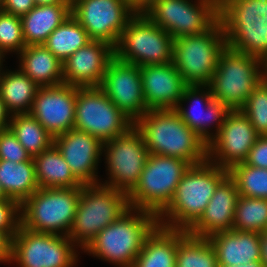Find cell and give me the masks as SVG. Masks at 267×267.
Masks as SVG:
<instances>
[{"label": "cell", "mask_w": 267, "mask_h": 267, "mask_svg": "<svg viewBox=\"0 0 267 267\" xmlns=\"http://www.w3.org/2000/svg\"><path fill=\"white\" fill-rule=\"evenodd\" d=\"M226 46L218 19L207 31L174 39L172 63L187 85H209Z\"/></svg>", "instance_id": "obj_7"}, {"label": "cell", "mask_w": 267, "mask_h": 267, "mask_svg": "<svg viewBox=\"0 0 267 267\" xmlns=\"http://www.w3.org/2000/svg\"><path fill=\"white\" fill-rule=\"evenodd\" d=\"M33 160L39 188H81L83 186L54 144L33 157Z\"/></svg>", "instance_id": "obj_28"}, {"label": "cell", "mask_w": 267, "mask_h": 267, "mask_svg": "<svg viewBox=\"0 0 267 267\" xmlns=\"http://www.w3.org/2000/svg\"><path fill=\"white\" fill-rule=\"evenodd\" d=\"M215 248L208 238L178 230L176 267H217Z\"/></svg>", "instance_id": "obj_32"}, {"label": "cell", "mask_w": 267, "mask_h": 267, "mask_svg": "<svg viewBox=\"0 0 267 267\" xmlns=\"http://www.w3.org/2000/svg\"><path fill=\"white\" fill-rule=\"evenodd\" d=\"M267 227V199L239 196L232 229L263 233Z\"/></svg>", "instance_id": "obj_34"}, {"label": "cell", "mask_w": 267, "mask_h": 267, "mask_svg": "<svg viewBox=\"0 0 267 267\" xmlns=\"http://www.w3.org/2000/svg\"><path fill=\"white\" fill-rule=\"evenodd\" d=\"M188 101L192 104L189 106L193 108H191V110L182 107V103ZM201 106L205 108L202 110L197 109L201 108ZM175 110L183 122H185L207 145L217 136L226 116L231 111L222 102L213 98L209 85H187ZM214 123L216 126L215 134L209 132L210 127Z\"/></svg>", "instance_id": "obj_18"}, {"label": "cell", "mask_w": 267, "mask_h": 267, "mask_svg": "<svg viewBox=\"0 0 267 267\" xmlns=\"http://www.w3.org/2000/svg\"><path fill=\"white\" fill-rule=\"evenodd\" d=\"M218 19L227 47L267 59V0H220Z\"/></svg>", "instance_id": "obj_4"}, {"label": "cell", "mask_w": 267, "mask_h": 267, "mask_svg": "<svg viewBox=\"0 0 267 267\" xmlns=\"http://www.w3.org/2000/svg\"><path fill=\"white\" fill-rule=\"evenodd\" d=\"M1 6H2V0H0V11H1Z\"/></svg>", "instance_id": "obj_52"}, {"label": "cell", "mask_w": 267, "mask_h": 267, "mask_svg": "<svg viewBox=\"0 0 267 267\" xmlns=\"http://www.w3.org/2000/svg\"><path fill=\"white\" fill-rule=\"evenodd\" d=\"M190 166L178 157L149 154L138 183L127 195L129 207L159 216L171 203Z\"/></svg>", "instance_id": "obj_6"}, {"label": "cell", "mask_w": 267, "mask_h": 267, "mask_svg": "<svg viewBox=\"0 0 267 267\" xmlns=\"http://www.w3.org/2000/svg\"><path fill=\"white\" fill-rule=\"evenodd\" d=\"M11 114L7 111L4 101L0 96V131L6 130L10 126Z\"/></svg>", "instance_id": "obj_43"}, {"label": "cell", "mask_w": 267, "mask_h": 267, "mask_svg": "<svg viewBox=\"0 0 267 267\" xmlns=\"http://www.w3.org/2000/svg\"><path fill=\"white\" fill-rule=\"evenodd\" d=\"M39 86L20 69L4 71L0 78V96L11 114L30 113Z\"/></svg>", "instance_id": "obj_29"}, {"label": "cell", "mask_w": 267, "mask_h": 267, "mask_svg": "<svg viewBox=\"0 0 267 267\" xmlns=\"http://www.w3.org/2000/svg\"><path fill=\"white\" fill-rule=\"evenodd\" d=\"M100 88L134 123L147 112L140 66L114 56L109 61Z\"/></svg>", "instance_id": "obj_17"}, {"label": "cell", "mask_w": 267, "mask_h": 267, "mask_svg": "<svg viewBox=\"0 0 267 267\" xmlns=\"http://www.w3.org/2000/svg\"><path fill=\"white\" fill-rule=\"evenodd\" d=\"M174 38L144 12H137L122 31L114 56L137 66L173 62Z\"/></svg>", "instance_id": "obj_10"}, {"label": "cell", "mask_w": 267, "mask_h": 267, "mask_svg": "<svg viewBox=\"0 0 267 267\" xmlns=\"http://www.w3.org/2000/svg\"><path fill=\"white\" fill-rule=\"evenodd\" d=\"M158 225L156 214L129 208L100 231L83 250L117 267H132L146 238Z\"/></svg>", "instance_id": "obj_3"}, {"label": "cell", "mask_w": 267, "mask_h": 267, "mask_svg": "<svg viewBox=\"0 0 267 267\" xmlns=\"http://www.w3.org/2000/svg\"><path fill=\"white\" fill-rule=\"evenodd\" d=\"M114 47L91 40L68 57L63 64V84L76 87H100Z\"/></svg>", "instance_id": "obj_21"}, {"label": "cell", "mask_w": 267, "mask_h": 267, "mask_svg": "<svg viewBox=\"0 0 267 267\" xmlns=\"http://www.w3.org/2000/svg\"><path fill=\"white\" fill-rule=\"evenodd\" d=\"M155 0H127L136 12H144Z\"/></svg>", "instance_id": "obj_44"}, {"label": "cell", "mask_w": 267, "mask_h": 267, "mask_svg": "<svg viewBox=\"0 0 267 267\" xmlns=\"http://www.w3.org/2000/svg\"><path fill=\"white\" fill-rule=\"evenodd\" d=\"M259 136L242 111L231 110L217 136L207 145V159L229 170L245 161Z\"/></svg>", "instance_id": "obj_16"}, {"label": "cell", "mask_w": 267, "mask_h": 267, "mask_svg": "<svg viewBox=\"0 0 267 267\" xmlns=\"http://www.w3.org/2000/svg\"><path fill=\"white\" fill-rule=\"evenodd\" d=\"M0 199H8V197L5 195L4 190L2 189L1 184H0Z\"/></svg>", "instance_id": "obj_49"}, {"label": "cell", "mask_w": 267, "mask_h": 267, "mask_svg": "<svg viewBox=\"0 0 267 267\" xmlns=\"http://www.w3.org/2000/svg\"><path fill=\"white\" fill-rule=\"evenodd\" d=\"M217 267H266V265L260 261H252L247 264H241L238 266L217 265Z\"/></svg>", "instance_id": "obj_46"}, {"label": "cell", "mask_w": 267, "mask_h": 267, "mask_svg": "<svg viewBox=\"0 0 267 267\" xmlns=\"http://www.w3.org/2000/svg\"><path fill=\"white\" fill-rule=\"evenodd\" d=\"M191 2L155 0L144 13L174 39L207 31L218 20V1Z\"/></svg>", "instance_id": "obj_13"}, {"label": "cell", "mask_w": 267, "mask_h": 267, "mask_svg": "<svg viewBox=\"0 0 267 267\" xmlns=\"http://www.w3.org/2000/svg\"><path fill=\"white\" fill-rule=\"evenodd\" d=\"M35 6L34 0H2L1 10L5 13L21 17Z\"/></svg>", "instance_id": "obj_41"}, {"label": "cell", "mask_w": 267, "mask_h": 267, "mask_svg": "<svg viewBox=\"0 0 267 267\" xmlns=\"http://www.w3.org/2000/svg\"><path fill=\"white\" fill-rule=\"evenodd\" d=\"M129 208L126 193L101 182L83 185L68 237L84 249L100 231Z\"/></svg>", "instance_id": "obj_5"}, {"label": "cell", "mask_w": 267, "mask_h": 267, "mask_svg": "<svg viewBox=\"0 0 267 267\" xmlns=\"http://www.w3.org/2000/svg\"><path fill=\"white\" fill-rule=\"evenodd\" d=\"M229 176L235 181L239 196L267 199V169L244 162L232 166Z\"/></svg>", "instance_id": "obj_35"}, {"label": "cell", "mask_w": 267, "mask_h": 267, "mask_svg": "<svg viewBox=\"0 0 267 267\" xmlns=\"http://www.w3.org/2000/svg\"><path fill=\"white\" fill-rule=\"evenodd\" d=\"M103 152L109 172V180L103 184L128 195L138 183L150 154L142 134L133 126L124 135L103 143Z\"/></svg>", "instance_id": "obj_14"}, {"label": "cell", "mask_w": 267, "mask_h": 267, "mask_svg": "<svg viewBox=\"0 0 267 267\" xmlns=\"http://www.w3.org/2000/svg\"><path fill=\"white\" fill-rule=\"evenodd\" d=\"M264 75L267 76V59L264 61Z\"/></svg>", "instance_id": "obj_51"}, {"label": "cell", "mask_w": 267, "mask_h": 267, "mask_svg": "<svg viewBox=\"0 0 267 267\" xmlns=\"http://www.w3.org/2000/svg\"><path fill=\"white\" fill-rule=\"evenodd\" d=\"M81 188H39L20 205L21 226L36 232L69 235Z\"/></svg>", "instance_id": "obj_9"}, {"label": "cell", "mask_w": 267, "mask_h": 267, "mask_svg": "<svg viewBox=\"0 0 267 267\" xmlns=\"http://www.w3.org/2000/svg\"><path fill=\"white\" fill-rule=\"evenodd\" d=\"M0 184L5 195L21 205L39 189L33 158L19 163L0 159Z\"/></svg>", "instance_id": "obj_30"}, {"label": "cell", "mask_w": 267, "mask_h": 267, "mask_svg": "<svg viewBox=\"0 0 267 267\" xmlns=\"http://www.w3.org/2000/svg\"><path fill=\"white\" fill-rule=\"evenodd\" d=\"M77 246L67 237L19 226L11 239V262L19 267H73L78 259Z\"/></svg>", "instance_id": "obj_12"}, {"label": "cell", "mask_w": 267, "mask_h": 267, "mask_svg": "<svg viewBox=\"0 0 267 267\" xmlns=\"http://www.w3.org/2000/svg\"><path fill=\"white\" fill-rule=\"evenodd\" d=\"M261 261L267 267V232L260 233Z\"/></svg>", "instance_id": "obj_45"}, {"label": "cell", "mask_w": 267, "mask_h": 267, "mask_svg": "<svg viewBox=\"0 0 267 267\" xmlns=\"http://www.w3.org/2000/svg\"><path fill=\"white\" fill-rule=\"evenodd\" d=\"M140 74L147 111L178 106L187 84L173 63L145 65Z\"/></svg>", "instance_id": "obj_22"}, {"label": "cell", "mask_w": 267, "mask_h": 267, "mask_svg": "<svg viewBox=\"0 0 267 267\" xmlns=\"http://www.w3.org/2000/svg\"><path fill=\"white\" fill-rule=\"evenodd\" d=\"M178 230L158 225L146 238L132 267H176Z\"/></svg>", "instance_id": "obj_27"}, {"label": "cell", "mask_w": 267, "mask_h": 267, "mask_svg": "<svg viewBox=\"0 0 267 267\" xmlns=\"http://www.w3.org/2000/svg\"><path fill=\"white\" fill-rule=\"evenodd\" d=\"M244 163L256 168L267 169V135L259 136Z\"/></svg>", "instance_id": "obj_40"}, {"label": "cell", "mask_w": 267, "mask_h": 267, "mask_svg": "<svg viewBox=\"0 0 267 267\" xmlns=\"http://www.w3.org/2000/svg\"><path fill=\"white\" fill-rule=\"evenodd\" d=\"M70 15L69 4L35 6L20 17L26 46L43 45L49 35Z\"/></svg>", "instance_id": "obj_26"}, {"label": "cell", "mask_w": 267, "mask_h": 267, "mask_svg": "<svg viewBox=\"0 0 267 267\" xmlns=\"http://www.w3.org/2000/svg\"><path fill=\"white\" fill-rule=\"evenodd\" d=\"M74 176L83 184H98L99 159L103 153V143L86 132L71 129L53 138Z\"/></svg>", "instance_id": "obj_20"}, {"label": "cell", "mask_w": 267, "mask_h": 267, "mask_svg": "<svg viewBox=\"0 0 267 267\" xmlns=\"http://www.w3.org/2000/svg\"><path fill=\"white\" fill-rule=\"evenodd\" d=\"M90 41L87 31L70 15L49 35L43 45L63 63Z\"/></svg>", "instance_id": "obj_31"}, {"label": "cell", "mask_w": 267, "mask_h": 267, "mask_svg": "<svg viewBox=\"0 0 267 267\" xmlns=\"http://www.w3.org/2000/svg\"><path fill=\"white\" fill-rule=\"evenodd\" d=\"M36 6L53 5V4H67L64 0H34Z\"/></svg>", "instance_id": "obj_47"}, {"label": "cell", "mask_w": 267, "mask_h": 267, "mask_svg": "<svg viewBox=\"0 0 267 267\" xmlns=\"http://www.w3.org/2000/svg\"><path fill=\"white\" fill-rule=\"evenodd\" d=\"M215 248L218 265L238 266L261 260L260 233L220 231L208 237Z\"/></svg>", "instance_id": "obj_24"}, {"label": "cell", "mask_w": 267, "mask_h": 267, "mask_svg": "<svg viewBox=\"0 0 267 267\" xmlns=\"http://www.w3.org/2000/svg\"><path fill=\"white\" fill-rule=\"evenodd\" d=\"M11 239L0 231V262L11 263Z\"/></svg>", "instance_id": "obj_42"}, {"label": "cell", "mask_w": 267, "mask_h": 267, "mask_svg": "<svg viewBox=\"0 0 267 267\" xmlns=\"http://www.w3.org/2000/svg\"><path fill=\"white\" fill-rule=\"evenodd\" d=\"M20 225V204L10 198L0 199V231L12 239Z\"/></svg>", "instance_id": "obj_39"}, {"label": "cell", "mask_w": 267, "mask_h": 267, "mask_svg": "<svg viewBox=\"0 0 267 267\" xmlns=\"http://www.w3.org/2000/svg\"><path fill=\"white\" fill-rule=\"evenodd\" d=\"M238 197L236 183L228 175L216 188L200 218L186 232L208 238L216 232L231 230Z\"/></svg>", "instance_id": "obj_23"}, {"label": "cell", "mask_w": 267, "mask_h": 267, "mask_svg": "<svg viewBox=\"0 0 267 267\" xmlns=\"http://www.w3.org/2000/svg\"><path fill=\"white\" fill-rule=\"evenodd\" d=\"M4 57H5V54H4L2 51H0V78H1V76H2V73H1V72H3V71H2L3 69H2L1 66L3 65L2 63H3V61H4V60H3Z\"/></svg>", "instance_id": "obj_48"}, {"label": "cell", "mask_w": 267, "mask_h": 267, "mask_svg": "<svg viewBox=\"0 0 267 267\" xmlns=\"http://www.w3.org/2000/svg\"><path fill=\"white\" fill-rule=\"evenodd\" d=\"M18 56L19 69L39 87L63 84V64L44 45L26 46Z\"/></svg>", "instance_id": "obj_25"}, {"label": "cell", "mask_w": 267, "mask_h": 267, "mask_svg": "<svg viewBox=\"0 0 267 267\" xmlns=\"http://www.w3.org/2000/svg\"><path fill=\"white\" fill-rule=\"evenodd\" d=\"M264 76V62L260 58L226 46L209 86L214 99L230 110H240Z\"/></svg>", "instance_id": "obj_8"}, {"label": "cell", "mask_w": 267, "mask_h": 267, "mask_svg": "<svg viewBox=\"0 0 267 267\" xmlns=\"http://www.w3.org/2000/svg\"><path fill=\"white\" fill-rule=\"evenodd\" d=\"M134 126L100 87H76L74 129L102 143L122 136Z\"/></svg>", "instance_id": "obj_11"}, {"label": "cell", "mask_w": 267, "mask_h": 267, "mask_svg": "<svg viewBox=\"0 0 267 267\" xmlns=\"http://www.w3.org/2000/svg\"><path fill=\"white\" fill-rule=\"evenodd\" d=\"M76 86L39 87L30 114L53 136L74 129Z\"/></svg>", "instance_id": "obj_19"}, {"label": "cell", "mask_w": 267, "mask_h": 267, "mask_svg": "<svg viewBox=\"0 0 267 267\" xmlns=\"http://www.w3.org/2000/svg\"><path fill=\"white\" fill-rule=\"evenodd\" d=\"M26 44L24 42L21 18L0 11V51L4 54H19Z\"/></svg>", "instance_id": "obj_37"}, {"label": "cell", "mask_w": 267, "mask_h": 267, "mask_svg": "<svg viewBox=\"0 0 267 267\" xmlns=\"http://www.w3.org/2000/svg\"><path fill=\"white\" fill-rule=\"evenodd\" d=\"M136 13L127 0H79L71 6V15L91 40L107 42L113 47Z\"/></svg>", "instance_id": "obj_15"}, {"label": "cell", "mask_w": 267, "mask_h": 267, "mask_svg": "<svg viewBox=\"0 0 267 267\" xmlns=\"http://www.w3.org/2000/svg\"><path fill=\"white\" fill-rule=\"evenodd\" d=\"M152 155L178 157L191 165L207 160V144L175 109H150L134 123Z\"/></svg>", "instance_id": "obj_1"}, {"label": "cell", "mask_w": 267, "mask_h": 267, "mask_svg": "<svg viewBox=\"0 0 267 267\" xmlns=\"http://www.w3.org/2000/svg\"><path fill=\"white\" fill-rule=\"evenodd\" d=\"M0 159L16 163L32 159L10 128L0 131Z\"/></svg>", "instance_id": "obj_38"}, {"label": "cell", "mask_w": 267, "mask_h": 267, "mask_svg": "<svg viewBox=\"0 0 267 267\" xmlns=\"http://www.w3.org/2000/svg\"><path fill=\"white\" fill-rule=\"evenodd\" d=\"M228 175V169L208 159L191 165L179 181L171 203L158 216V224L187 231L200 218L216 188Z\"/></svg>", "instance_id": "obj_2"}, {"label": "cell", "mask_w": 267, "mask_h": 267, "mask_svg": "<svg viewBox=\"0 0 267 267\" xmlns=\"http://www.w3.org/2000/svg\"><path fill=\"white\" fill-rule=\"evenodd\" d=\"M9 128L33 158L53 144V136L30 113L10 116Z\"/></svg>", "instance_id": "obj_33"}, {"label": "cell", "mask_w": 267, "mask_h": 267, "mask_svg": "<svg viewBox=\"0 0 267 267\" xmlns=\"http://www.w3.org/2000/svg\"><path fill=\"white\" fill-rule=\"evenodd\" d=\"M67 4H69L70 6H72L74 3H76L79 0H64Z\"/></svg>", "instance_id": "obj_50"}, {"label": "cell", "mask_w": 267, "mask_h": 267, "mask_svg": "<svg viewBox=\"0 0 267 267\" xmlns=\"http://www.w3.org/2000/svg\"><path fill=\"white\" fill-rule=\"evenodd\" d=\"M240 111L260 136L267 135V76L254 88Z\"/></svg>", "instance_id": "obj_36"}]
</instances>
